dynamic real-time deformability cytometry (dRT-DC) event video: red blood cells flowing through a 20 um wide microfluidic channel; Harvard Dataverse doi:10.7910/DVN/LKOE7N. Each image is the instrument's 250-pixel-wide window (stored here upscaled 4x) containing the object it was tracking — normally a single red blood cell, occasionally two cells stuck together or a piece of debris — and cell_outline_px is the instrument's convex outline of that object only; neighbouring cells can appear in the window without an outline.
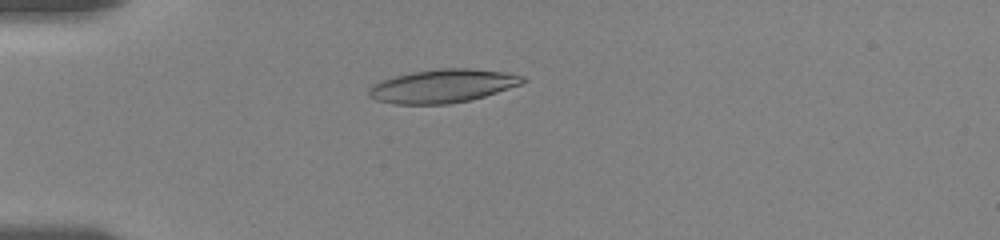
{"species": "human", "species_latin": "Homo sapiens", "temperature_condition": "room temperature", "stored_images_in_passage": 46, "camera_frame_rate_fps": 3000, "um_per_image_px": 0.085, "donor": {"sex": "female"}, "frame": {"image": 1, "passage_image": 16, "time_ms": 5.0, "image_size_px": [1000, 240], "cell_outline_px": [[528, 80], [520, 84], [472, 100], [448, 104], [396, 104], [376, 100], [368, 96], [368, 88], [372, 84], [380, 80], [412, 72], [436, 68], [468, 68], [504, 72], [524, 76]], "centroid_in_image_um": [37.59, 7.31], "position_along_channel_um": 47.4, "area_um2": 30.0}}
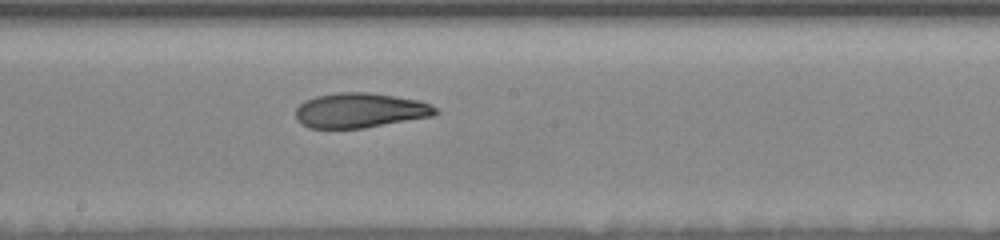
{"frame": {"image": 2, "passage_image": 27, "time_ms": 10.333, "image_size_px": [1000, 240], "cell_outline_px": [[440, 112], [432, 116], [364, 128], [308, 128], [300, 124], [296, 120], [296, 108], [304, 100], [316, 96], [336, 92], [368, 92], [420, 100], [436, 108]], "centroid_in_image_um": [30.57, 9.38], "position_along_channel_um": 217.6, "area_um2": 28.5}}
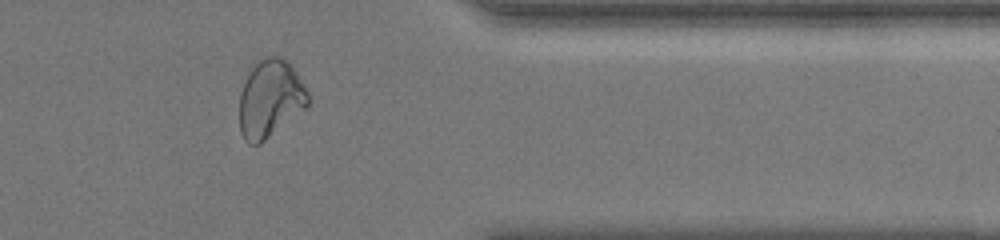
{"frame": {"image": 3, "passage_image": 38, "time_ms": 15.333, "image_size_px": [1000, 240], "cell_outline_px": [[308, 104], [304, 108], [260, 144], [248, 144], [244, 140], [240, 132], [240, 92], [248, 72], [256, 60], [272, 56], [280, 56], [288, 60], [308, 92]], "centroid_in_image_um": [22.93, 8.37], "position_along_channel_um": 388.5, "area_um2": 30.81}, "authors_computed_cell_mechanics": {"area_um2": 29.7381, "velocity_mm_per_s": 3.6194, "shape_relaxation_time_tau1_ms": null, "shape_relaxation_time_tau2_ms": 2.4081, "deformation_change_tau1": null, "deformation_change_tau2": 0.0996}}